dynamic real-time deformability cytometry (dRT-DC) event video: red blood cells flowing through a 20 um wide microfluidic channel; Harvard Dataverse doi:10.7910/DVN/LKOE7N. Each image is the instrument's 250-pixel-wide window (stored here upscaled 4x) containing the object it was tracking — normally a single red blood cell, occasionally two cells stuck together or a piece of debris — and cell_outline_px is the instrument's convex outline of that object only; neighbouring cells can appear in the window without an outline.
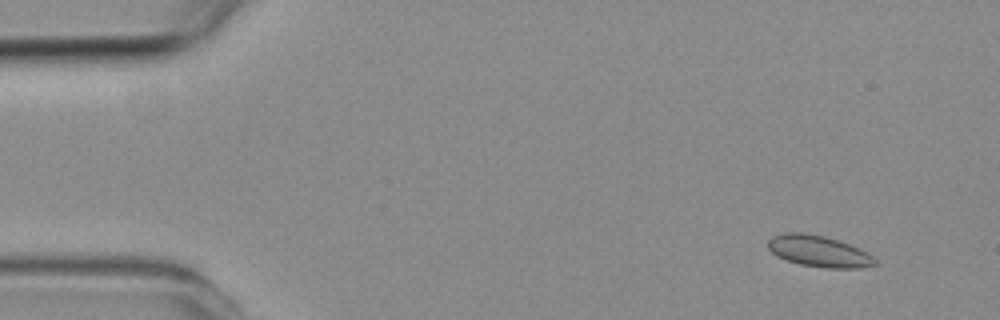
{"species": "common noctule bat (a hibernating species)", "species_latin": "Nyctalus noctula", "temperature_condition": "room temperature", "stored_images_in_passage": 5, "camera_frame_rate_fps": 3000, "um_per_image_px": 0.085, "animal": {"sex": "female", "body_mass_g": 19.3, "forearm_length_mm": 54.1}, "frame": {"image": 1, "passage_image": 1, "time_ms": 0.0, "image_size_px": [1000, 320], "cell_outline_px": [[880, 264], [860, 268], [824, 268], [800, 264], [776, 256], [768, 248], [768, 240], [772, 236], [784, 232], [804, 232], [824, 236], [860, 248], [872, 256]], "centroid_in_image_um": [69.6, 21.35], "position_along_channel_um": 15.4, "area_um2": 19.59}}
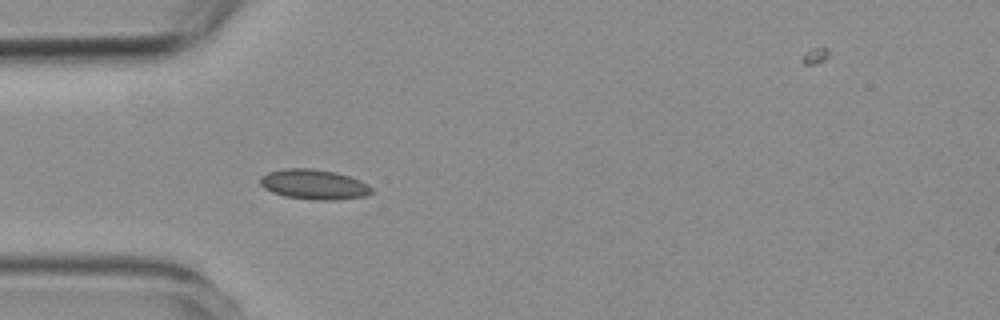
{"frame": {"image": 2, "passage_image": 4, "time_ms": 3.667, "image_size_px": [1000, 320], "cell_outline_px": [[372, 192], [364, 196], [336, 200], [312, 200], [284, 196], [272, 192], [264, 188], [260, 184], [260, 176], [268, 172], [284, 168], [312, 168], [336, 172], [360, 180], [368, 184], [372, 188]], "centroid_in_image_um": [26.66, 15.67], "position_along_channel_um": 58.3, "area_um2": 19.59}}